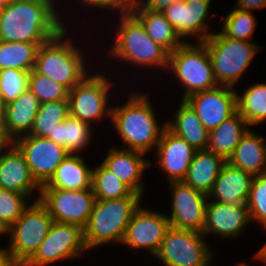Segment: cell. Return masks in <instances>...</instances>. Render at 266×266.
<instances>
[{"label":"cell","mask_w":266,"mask_h":266,"mask_svg":"<svg viewBox=\"0 0 266 266\" xmlns=\"http://www.w3.org/2000/svg\"><path fill=\"white\" fill-rule=\"evenodd\" d=\"M56 0H13L0 11V40L45 43L67 26ZM58 8H57V7ZM59 9V10H58Z\"/></svg>","instance_id":"obj_1"},{"label":"cell","mask_w":266,"mask_h":266,"mask_svg":"<svg viewBox=\"0 0 266 266\" xmlns=\"http://www.w3.org/2000/svg\"><path fill=\"white\" fill-rule=\"evenodd\" d=\"M124 104L112 105L111 124L124 145L119 148L148 153L156 149L166 120L160 122L147 92L131 90ZM160 122V123H159ZM165 122V123H164Z\"/></svg>","instance_id":"obj_2"},{"label":"cell","mask_w":266,"mask_h":266,"mask_svg":"<svg viewBox=\"0 0 266 266\" xmlns=\"http://www.w3.org/2000/svg\"><path fill=\"white\" fill-rule=\"evenodd\" d=\"M117 28H114L115 35L111 48L106 57L129 63V66H136L144 70L159 69L167 70L169 52L160 44L153 41L146 32L141 21L130 11L119 14ZM111 52V53H110Z\"/></svg>","instance_id":"obj_3"},{"label":"cell","mask_w":266,"mask_h":266,"mask_svg":"<svg viewBox=\"0 0 266 266\" xmlns=\"http://www.w3.org/2000/svg\"><path fill=\"white\" fill-rule=\"evenodd\" d=\"M70 37L72 35L66 27L58 36L41 44L34 66L37 73L62 84L68 90L73 89L91 73L90 65L93 63L92 60L91 64L90 61L86 62L88 56L85 55L86 51L82 50L83 44L76 45L74 38Z\"/></svg>","instance_id":"obj_4"},{"label":"cell","mask_w":266,"mask_h":266,"mask_svg":"<svg viewBox=\"0 0 266 266\" xmlns=\"http://www.w3.org/2000/svg\"><path fill=\"white\" fill-rule=\"evenodd\" d=\"M141 200L142 196L95 200L88 224L83 229L88 252L110 243L120 246L128 223L142 203Z\"/></svg>","instance_id":"obj_5"},{"label":"cell","mask_w":266,"mask_h":266,"mask_svg":"<svg viewBox=\"0 0 266 266\" xmlns=\"http://www.w3.org/2000/svg\"><path fill=\"white\" fill-rule=\"evenodd\" d=\"M218 85L236 88L261 48L254 41H240L214 31L204 42Z\"/></svg>","instance_id":"obj_6"},{"label":"cell","mask_w":266,"mask_h":266,"mask_svg":"<svg viewBox=\"0 0 266 266\" xmlns=\"http://www.w3.org/2000/svg\"><path fill=\"white\" fill-rule=\"evenodd\" d=\"M166 71L173 75L171 79L175 78L180 87L183 86L181 100L218 86L207 46L203 42H186L169 53Z\"/></svg>","instance_id":"obj_7"},{"label":"cell","mask_w":266,"mask_h":266,"mask_svg":"<svg viewBox=\"0 0 266 266\" xmlns=\"http://www.w3.org/2000/svg\"><path fill=\"white\" fill-rule=\"evenodd\" d=\"M53 222L45 206L33 198L20 218L4 232L9 243L1 247L25 265L37 252Z\"/></svg>","instance_id":"obj_8"},{"label":"cell","mask_w":266,"mask_h":266,"mask_svg":"<svg viewBox=\"0 0 266 266\" xmlns=\"http://www.w3.org/2000/svg\"><path fill=\"white\" fill-rule=\"evenodd\" d=\"M95 72V73H94ZM105 73H97L93 70L73 89L69 90V115L80 119L91 126L103 121L104 118L111 120L112 102L111 91L114 82ZM111 78V80L109 79ZM109 102H111L109 104ZM94 123V124H92Z\"/></svg>","instance_id":"obj_9"},{"label":"cell","mask_w":266,"mask_h":266,"mask_svg":"<svg viewBox=\"0 0 266 266\" xmlns=\"http://www.w3.org/2000/svg\"><path fill=\"white\" fill-rule=\"evenodd\" d=\"M205 237L202 232L171 226L154 259L163 266H213L215 252Z\"/></svg>","instance_id":"obj_10"},{"label":"cell","mask_w":266,"mask_h":266,"mask_svg":"<svg viewBox=\"0 0 266 266\" xmlns=\"http://www.w3.org/2000/svg\"><path fill=\"white\" fill-rule=\"evenodd\" d=\"M86 251L84 231L80 226L54 221L37 252L25 266H49L63 260L72 262Z\"/></svg>","instance_id":"obj_11"},{"label":"cell","mask_w":266,"mask_h":266,"mask_svg":"<svg viewBox=\"0 0 266 266\" xmlns=\"http://www.w3.org/2000/svg\"><path fill=\"white\" fill-rule=\"evenodd\" d=\"M56 222L86 227L95 203L92 188L65 190L41 188L38 199Z\"/></svg>","instance_id":"obj_12"},{"label":"cell","mask_w":266,"mask_h":266,"mask_svg":"<svg viewBox=\"0 0 266 266\" xmlns=\"http://www.w3.org/2000/svg\"><path fill=\"white\" fill-rule=\"evenodd\" d=\"M170 227L165 212H157L140 204L128 223L122 245L129 251L140 249L154 257Z\"/></svg>","instance_id":"obj_13"},{"label":"cell","mask_w":266,"mask_h":266,"mask_svg":"<svg viewBox=\"0 0 266 266\" xmlns=\"http://www.w3.org/2000/svg\"><path fill=\"white\" fill-rule=\"evenodd\" d=\"M211 2L213 0H181L169 5L162 13L184 43H189V39L190 42H204L213 33L209 27L210 17L212 19L214 15L209 11Z\"/></svg>","instance_id":"obj_14"},{"label":"cell","mask_w":266,"mask_h":266,"mask_svg":"<svg viewBox=\"0 0 266 266\" xmlns=\"http://www.w3.org/2000/svg\"><path fill=\"white\" fill-rule=\"evenodd\" d=\"M14 145L24 155L36 182L47 184L60 163L69 155L61 145L47 137L24 135L14 140Z\"/></svg>","instance_id":"obj_15"},{"label":"cell","mask_w":266,"mask_h":266,"mask_svg":"<svg viewBox=\"0 0 266 266\" xmlns=\"http://www.w3.org/2000/svg\"><path fill=\"white\" fill-rule=\"evenodd\" d=\"M170 190L171 213L167 214L174 228L203 232L208 195L183 181L167 184Z\"/></svg>","instance_id":"obj_16"},{"label":"cell","mask_w":266,"mask_h":266,"mask_svg":"<svg viewBox=\"0 0 266 266\" xmlns=\"http://www.w3.org/2000/svg\"><path fill=\"white\" fill-rule=\"evenodd\" d=\"M185 100L209 132L237 112L236 89L230 86L218 85Z\"/></svg>","instance_id":"obj_17"},{"label":"cell","mask_w":266,"mask_h":266,"mask_svg":"<svg viewBox=\"0 0 266 266\" xmlns=\"http://www.w3.org/2000/svg\"><path fill=\"white\" fill-rule=\"evenodd\" d=\"M251 224L247 204H227L208 199L203 234L221 239L239 237Z\"/></svg>","instance_id":"obj_18"},{"label":"cell","mask_w":266,"mask_h":266,"mask_svg":"<svg viewBox=\"0 0 266 266\" xmlns=\"http://www.w3.org/2000/svg\"><path fill=\"white\" fill-rule=\"evenodd\" d=\"M154 152L158 169L171 183L184 180L196 150L166 128Z\"/></svg>","instance_id":"obj_19"},{"label":"cell","mask_w":266,"mask_h":266,"mask_svg":"<svg viewBox=\"0 0 266 266\" xmlns=\"http://www.w3.org/2000/svg\"><path fill=\"white\" fill-rule=\"evenodd\" d=\"M146 154L111 145L101 163L128 185L135 193L144 195L143 173L153 166L155 160L145 158ZM151 160V161H150ZM153 161V162H152Z\"/></svg>","instance_id":"obj_20"},{"label":"cell","mask_w":266,"mask_h":266,"mask_svg":"<svg viewBox=\"0 0 266 266\" xmlns=\"http://www.w3.org/2000/svg\"><path fill=\"white\" fill-rule=\"evenodd\" d=\"M0 188L39 199L41 186L34 179L20 150L13 145L0 157ZM37 191L38 194L35 192ZM34 194V195H33Z\"/></svg>","instance_id":"obj_21"},{"label":"cell","mask_w":266,"mask_h":266,"mask_svg":"<svg viewBox=\"0 0 266 266\" xmlns=\"http://www.w3.org/2000/svg\"><path fill=\"white\" fill-rule=\"evenodd\" d=\"M253 175L225 162L208 199L227 204H247Z\"/></svg>","instance_id":"obj_22"},{"label":"cell","mask_w":266,"mask_h":266,"mask_svg":"<svg viewBox=\"0 0 266 266\" xmlns=\"http://www.w3.org/2000/svg\"><path fill=\"white\" fill-rule=\"evenodd\" d=\"M40 104L37 97L27 89L17 99L4 105L3 125L13 140L30 134Z\"/></svg>","instance_id":"obj_23"},{"label":"cell","mask_w":266,"mask_h":266,"mask_svg":"<svg viewBox=\"0 0 266 266\" xmlns=\"http://www.w3.org/2000/svg\"><path fill=\"white\" fill-rule=\"evenodd\" d=\"M179 103L171 119H166L167 129L184 139L195 150L206 149L209 131L203 126L196 111L186 100H180Z\"/></svg>","instance_id":"obj_24"},{"label":"cell","mask_w":266,"mask_h":266,"mask_svg":"<svg viewBox=\"0 0 266 266\" xmlns=\"http://www.w3.org/2000/svg\"><path fill=\"white\" fill-rule=\"evenodd\" d=\"M227 162L253 176L265 174L266 136L264 137L250 128L235 147Z\"/></svg>","instance_id":"obj_25"},{"label":"cell","mask_w":266,"mask_h":266,"mask_svg":"<svg viewBox=\"0 0 266 266\" xmlns=\"http://www.w3.org/2000/svg\"><path fill=\"white\" fill-rule=\"evenodd\" d=\"M129 10L141 21L149 37L169 53L184 43L162 12L144 9L136 0H130Z\"/></svg>","instance_id":"obj_26"},{"label":"cell","mask_w":266,"mask_h":266,"mask_svg":"<svg viewBox=\"0 0 266 266\" xmlns=\"http://www.w3.org/2000/svg\"><path fill=\"white\" fill-rule=\"evenodd\" d=\"M82 154H69L57 167L50 181L41 188L82 190L91 188L92 169Z\"/></svg>","instance_id":"obj_27"},{"label":"cell","mask_w":266,"mask_h":266,"mask_svg":"<svg viewBox=\"0 0 266 266\" xmlns=\"http://www.w3.org/2000/svg\"><path fill=\"white\" fill-rule=\"evenodd\" d=\"M225 162L208 149L196 150L183 182L208 195Z\"/></svg>","instance_id":"obj_28"},{"label":"cell","mask_w":266,"mask_h":266,"mask_svg":"<svg viewBox=\"0 0 266 266\" xmlns=\"http://www.w3.org/2000/svg\"><path fill=\"white\" fill-rule=\"evenodd\" d=\"M250 128L244 117L236 112L209 132L206 149L227 161Z\"/></svg>","instance_id":"obj_29"},{"label":"cell","mask_w":266,"mask_h":266,"mask_svg":"<svg viewBox=\"0 0 266 266\" xmlns=\"http://www.w3.org/2000/svg\"><path fill=\"white\" fill-rule=\"evenodd\" d=\"M93 126L69 115L47 137L63 146L69 154H83L93 139ZM89 144V145H88Z\"/></svg>","instance_id":"obj_30"},{"label":"cell","mask_w":266,"mask_h":266,"mask_svg":"<svg viewBox=\"0 0 266 266\" xmlns=\"http://www.w3.org/2000/svg\"><path fill=\"white\" fill-rule=\"evenodd\" d=\"M247 87L243 93L236 90L237 112L252 128L266 123V82L253 83Z\"/></svg>","instance_id":"obj_31"},{"label":"cell","mask_w":266,"mask_h":266,"mask_svg":"<svg viewBox=\"0 0 266 266\" xmlns=\"http://www.w3.org/2000/svg\"><path fill=\"white\" fill-rule=\"evenodd\" d=\"M43 43L6 42L0 40V70L17 69L31 72L36 54Z\"/></svg>","instance_id":"obj_32"},{"label":"cell","mask_w":266,"mask_h":266,"mask_svg":"<svg viewBox=\"0 0 266 266\" xmlns=\"http://www.w3.org/2000/svg\"><path fill=\"white\" fill-rule=\"evenodd\" d=\"M91 188L96 200L119 199L128 196H142L135 193L122 182L116 174L108 170L102 163L92 166Z\"/></svg>","instance_id":"obj_33"},{"label":"cell","mask_w":266,"mask_h":266,"mask_svg":"<svg viewBox=\"0 0 266 266\" xmlns=\"http://www.w3.org/2000/svg\"><path fill=\"white\" fill-rule=\"evenodd\" d=\"M69 116L68 100H58L41 103L30 134L38 137H48L56 126Z\"/></svg>","instance_id":"obj_34"},{"label":"cell","mask_w":266,"mask_h":266,"mask_svg":"<svg viewBox=\"0 0 266 266\" xmlns=\"http://www.w3.org/2000/svg\"><path fill=\"white\" fill-rule=\"evenodd\" d=\"M220 21L218 29L225 37L240 41H252L256 31L257 20L252 11L234 7Z\"/></svg>","instance_id":"obj_35"},{"label":"cell","mask_w":266,"mask_h":266,"mask_svg":"<svg viewBox=\"0 0 266 266\" xmlns=\"http://www.w3.org/2000/svg\"><path fill=\"white\" fill-rule=\"evenodd\" d=\"M28 89L40 103L68 100L69 90L65 86L37 73L34 69L29 73Z\"/></svg>","instance_id":"obj_36"},{"label":"cell","mask_w":266,"mask_h":266,"mask_svg":"<svg viewBox=\"0 0 266 266\" xmlns=\"http://www.w3.org/2000/svg\"><path fill=\"white\" fill-rule=\"evenodd\" d=\"M26 195L0 188V229L5 232L31 203Z\"/></svg>","instance_id":"obj_37"},{"label":"cell","mask_w":266,"mask_h":266,"mask_svg":"<svg viewBox=\"0 0 266 266\" xmlns=\"http://www.w3.org/2000/svg\"><path fill=\"white\" fill-rule=\"evenodd\" d=\"M247 207L251 223L266 230V173L253 177Z\"/></svg>","instance_id":"obj_38"},{"label":"cell","mask_w":266,"mask_h":266,"mask_svg":"<svg viewBox=\"0 0 266 266\" xmlns=\"http://www.w3.org/2000/svg\"><path fill=\"white\" fill-rule=\"evenodd\" d=\"M29 72L17 69L0 70V97L4 105L17 99L28 89Z\"/></svg>","instance_id":"obj_39"},{"label":"cell","mask_w":266,"mask_h":266,"mask_svg":"<svg viewBox=\"0 0 266 266\" xmlns=\"http://www.w3.org/2000/svg\"><path fill=\"white\" fill-rule=\"evenodd\" d=\"M90 9L112 10L118 14L129 10L130 0H77ZM114 10V11H113Z\"/></svg>","instance_id":"obj_40"},{"label":"cell","mask_w":266,"mask_h":266,"mask_svg":"<svg viewBox=\"0 0 266 266\" xmlns=\"http://www.w3.org/2000/svg\"><path fill=\"white\" fill-rule=\"evenodd\" d=\"M144 9L162 12L169 5L181 0H136Z\"/></svg>","instance_id":"obj_41"},{"label":"cell","mask_w":266,"mask_h":266,"mask_svg":"<svg viewBox=\"0 0 266 266\" xmlns=\"http://www.w3.org/2000/svg\"><path fill=\"white\" fill-rule=\"evenodd\" d=\"M234 7L245 10V11H254L262 10L266 8V0H236Z\"/></svg>","instance_id":"obj_42"},{"label":"cell","mask_w":266,"mask_h":266,"mask_svg":"<svg viewBox=\"0 0 266 266\" xmlns=\"http://www.w3.org/2000/svg\"><path fill=\"white\" fill-rule=\"evenodd\" d=\"M14 145V140L8 135L4 125H0V157Z\"/></svg>","instance_id":"obj_43"},{"label":"cell","mask_w":266,"mask_h":266,"mask_svg":"<svg viewBox=\"0 0 266 266\" xmlns=\"http://www.w3.org/2000/svg\"><path fill=\"white\" fill-rule=\"evenodd\" d=\"M0 266H25L0 246Z\"/></svg>","instance_id":"obj_44"},{"label":"cell","mask_w":266,"mask_h":266,"mask_svg":"<svg viewBox=\"0 0 266 266\" xmlns=\"http://www.w3.org/2000/svg\"><path fill=\"white\" fill-rule=\"evenodd\" d=\"M254 258L258 261L260 260L262 264L264 263L265 264L264 266H266V242L264 243V245L260 247V249H258V251L255 252L252 259Z\"/></svg>","instance_id":"obj_45"},{"label":"cell","mask_w":266,"mask_h":266,"mask_svg":"<svg viewBox=\"0 0 266 266\" xmlns=\"http://www.w3.org/2000/svg\"><path fill=\"white\" fill-rule=\"evenodd\" d=\"M3 119H4V104L0 97V125H3Z\"/></svg>","instance_id":"obj_46"},{"label":"cell","mask_w":266,"mask_h":266,"mask_svg":"<svg viewBox=\"0 0 266 266\" xmlns=\"http://www.w3.org/2000/svg\"><path fill=\"white\" fill-rule=\"evenodd\" d=\"M13 0H0V11L3 10Z\"/></svg>","instance_id":"obj_47"},{"label":"cell","mask_w":266,"mask_h":266,"mask_svg":"<svg viewBox=\"0 0 266 266\" xmlns=\"http://www.w3.org/2000/svg\"><path fill=\"white\" fill-rule=\"evenodd\" d=\"M235 266H250L249 264H247L246 262H240L239 264L237 263V265Z\"/></svg>","instance_id":"obj_48"},{"label":"cell","mask_w":266,"mask_h":266,"mask_svg":"<svg viewBox=\"0 0 266 266\" xmlns=\"http://www.w3.org/2000/svg\"><path fill=\"white\" fill-rule=\"evenodd\" d=\"M1 235H4V232L0 229V237Z\"/></svg>","instance_id":"obj_49"}]
</instances>
